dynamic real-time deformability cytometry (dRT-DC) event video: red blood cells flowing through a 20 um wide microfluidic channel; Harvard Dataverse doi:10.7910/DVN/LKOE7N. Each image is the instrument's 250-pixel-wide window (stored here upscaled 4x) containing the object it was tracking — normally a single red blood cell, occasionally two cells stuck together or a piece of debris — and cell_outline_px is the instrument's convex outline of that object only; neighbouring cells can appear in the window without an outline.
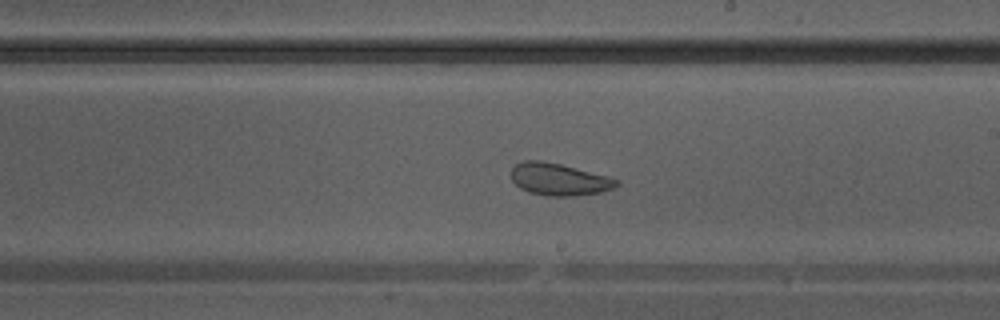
{"species": "Egyptian fruit bat (a non-hibernating species)", "species_latin": "Rousettus aegyptiacus", "temperature_condition": "warm", "stored_images_in_passage": 39, "camera_frame_rate_fps": 3000, "um_per_image_px": 0.085, "animal": {"sex": "male"}, "frame": {"image": 1, "passage_image": 23, "time_ms": 7.333, "image_size_px": [1000, 320], "cell_outline_px": [[620, 184], [612, 188], [600, 192], [572, 196], [548, 196], [528, 192], [520, 188], [512, 180], [512, 168], [516, 164], [524, 160], [540, 160], [560, 164], [608, 176], [620, 180]], "centroid_in_image_um": [47.51, 15.24], "position_along_channel_um": 241.5, "area_um2": 19.65}}